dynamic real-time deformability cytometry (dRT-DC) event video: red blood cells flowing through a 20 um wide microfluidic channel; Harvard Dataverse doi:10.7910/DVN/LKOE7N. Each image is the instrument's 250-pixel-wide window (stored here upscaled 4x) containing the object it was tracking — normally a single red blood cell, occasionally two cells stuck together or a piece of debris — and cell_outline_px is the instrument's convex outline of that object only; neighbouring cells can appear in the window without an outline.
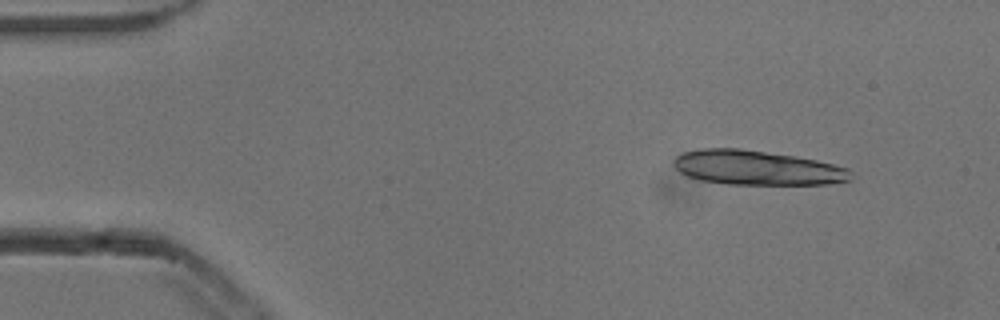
{"species": "common noctule bat (a hibernating species)", "species_latin": "Nyctalus noctula", "temperature_condition": "cold", "stored_images_in_passage": 17, "camera_frame_rate_fps": 3000, "um_per_image_px": 0.085, "animal": {"sex": "male", "body_mass_g": 13.3}, "frame": {"image": 1, "passage_image": 6, "time_ms": 1.667, "image_size_px": [1000, 320], "cell_outline_px": [[852, 180], [828, 184], [728, 184], [704, 180], [688, 176], [680, 172], [672, 164], [672, 160], [676, 156], [684, 152], [700, 148], [740, 148], [792, 156], [816, 160], [848, 168], [852, 172]], "centroid_in_image_um": [64.33, 14.26], "position_along_channel_um": 20.7, "area_um2": 35.49}}